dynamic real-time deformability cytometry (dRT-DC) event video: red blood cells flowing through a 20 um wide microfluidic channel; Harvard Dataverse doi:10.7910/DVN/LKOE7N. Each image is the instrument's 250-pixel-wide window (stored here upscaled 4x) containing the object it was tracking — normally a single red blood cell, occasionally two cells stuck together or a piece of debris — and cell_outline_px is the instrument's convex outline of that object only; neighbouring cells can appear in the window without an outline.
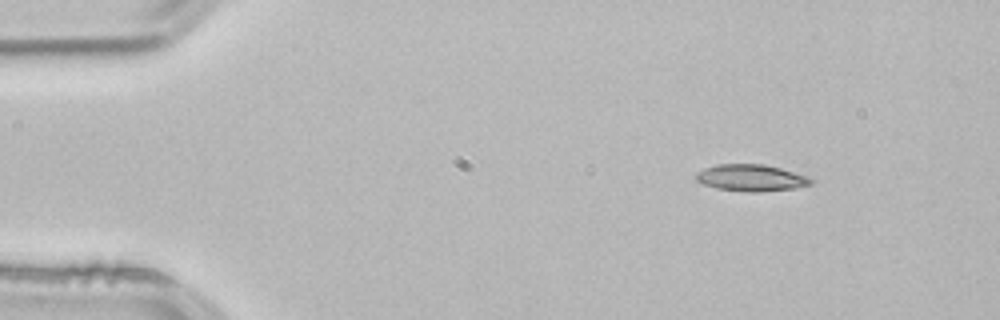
{"species": "common noctule bat (a hibernating species)", "species_latin": "Nyctalus noctula", "temperature_condition": "room temperature", "stored_images_in_passage": 2, "camera_frame_rate_fps": 3000, "um_per_image_px": 0.085, "animal": {"sex": "male", "body_mass_g": 21.5, "forearm_length_mm": 52.0}, "frame": {"image": 1, "passage_image": 1, "time_ms": 0.0, "image_size_px": [1000, 320], "cell_outline_px": [[816, 180], [812, 184], [796, 188], [760, 192], [748, 192], [716, 188], [704, 184], [696, 180], [696, 172], [704, 168], [716, 164], [764, 164], [780, 168], [808, 176]], "centroid_in_image_um": [63.87, 15.11], "position_along_channel_um": 21.1, "area_um2": 18.03}}
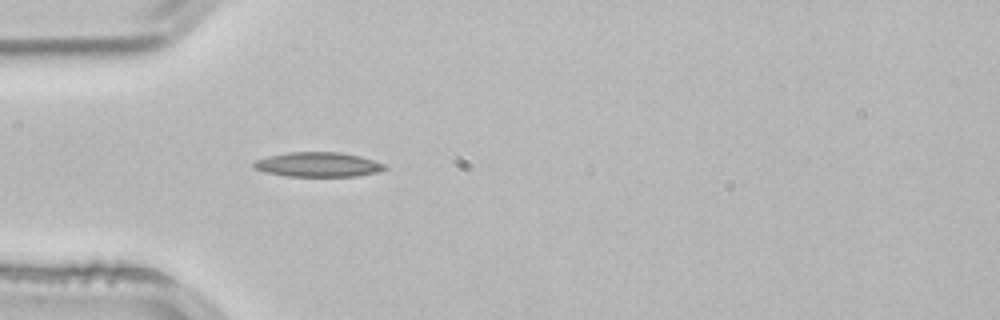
{"frame": {"image": 2, "passage_image": 2, "time_ms": 0.333, "image_size_px": [1000, 320], "cell_outline_px": [[388, 168], [376, 172], [360, 176], [288, 176], [264, 172], [256, 168], [252, 164], [256, 160], [268, 156], [288, 152], [340, 152], [360, 156], [384, 164]], "centroid_in_image_um": [27.04, 13.98], "position_along_channel_um": 58.0, "area_um2": 18.67}}